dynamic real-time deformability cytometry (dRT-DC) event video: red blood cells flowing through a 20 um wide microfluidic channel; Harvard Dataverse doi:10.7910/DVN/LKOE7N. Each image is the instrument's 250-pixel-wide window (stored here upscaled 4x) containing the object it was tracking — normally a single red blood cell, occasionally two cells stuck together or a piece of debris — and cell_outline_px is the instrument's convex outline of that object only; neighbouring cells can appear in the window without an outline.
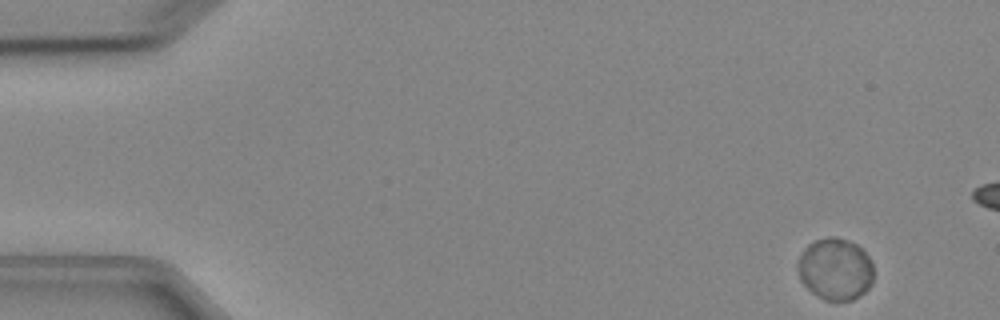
{"species": "Egyptian fruit bat (a non-hibernating species)", "species_latin": "Rousettus aegyptiacus", "temperature_condition": "cold", "stored_images_in_passage": 5, "camera_frame_rate_fps": 3000, "um_per_image_px": 0.085, "animal": {"sex": "female"}, "frame": {"image": 1, "passage_image": 1, "time_ms": 0.0, "image_size_px": [1000, 320], "cell_outline_px": [[872, 284], [864, 292], [852, 300], [824, 300], [816, 296], [800, 280], [796, 268], [796, 264], [804, 248], [808, 244], [816, 240], [832, 236], [856, 244], [868, 256], [872, 264]], "centroid_in_image_um": [70.96, 22.88], "position_along_channel_um": 14.0, "area_um2": 27.22}}
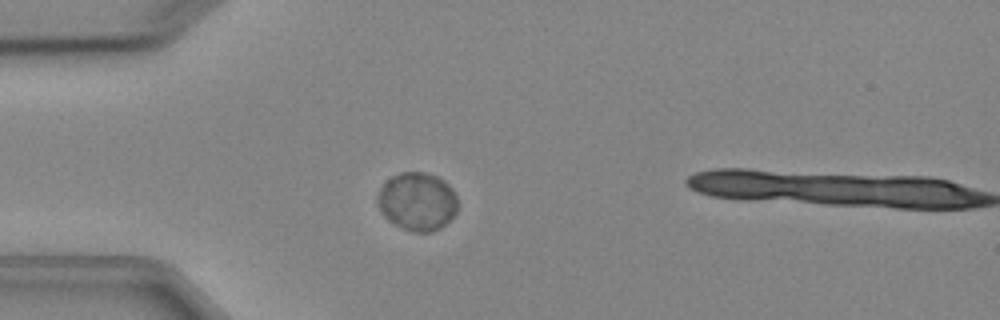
{"frame": {"image": 2, "passage_image": 4, "time_ms": 3.667, "image_size_px": [1000, 320], "cell_outline_px": [[456, 212], [440, 228], [432, 232], [412, 232], [388, 220], [384, 216], [376, 200], [376, 196], [380, 188], [392, 176], [400, 172], [424, 172], [436, 176], [444, 180], [452, 188], [456, 196]], "centroid_in_image_um": [35.45, 17.11], "position_along_channel_um": 49.5, "area_um2": 26.99}}